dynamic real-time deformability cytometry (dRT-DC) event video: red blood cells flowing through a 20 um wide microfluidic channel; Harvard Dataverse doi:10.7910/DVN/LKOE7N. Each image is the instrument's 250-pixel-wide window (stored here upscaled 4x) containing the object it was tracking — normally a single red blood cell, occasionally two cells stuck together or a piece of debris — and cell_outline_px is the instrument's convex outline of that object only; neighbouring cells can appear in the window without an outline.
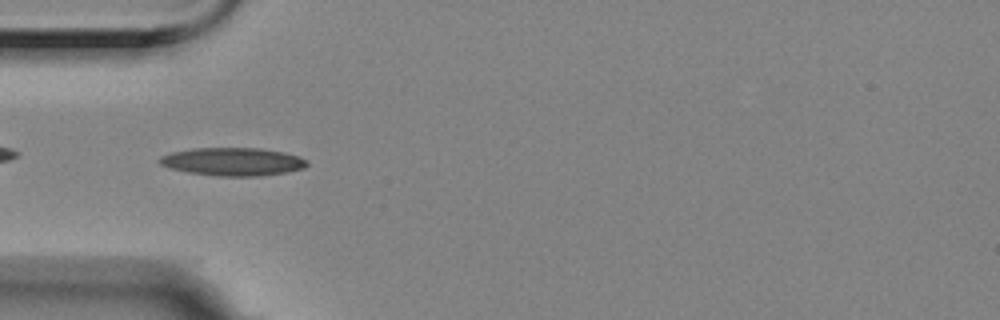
{"species": "Egyptian fruit bat (a non-hibernating species)", "species_latin": "Rousettus aegyptiacus", "temperature_condition": "room temperature", "stored_images_in_passage": 41, "camera_frame_rate_fps": 3000, "um_per_image_px": 0.085, "animal": {"sex": "female"}, "frame": {"image": 1, "passage_image": 2, "time_ms": 0.333, "image_size_px": [1000, 320], "cell_outline_px": [[308, 164], [304, 168], [284, 172], [260, 176], [216, 176], [188, 172], [172, 168], [160, 164], [160, 156], [172, 152], [192, 148], [260, 148], [284, 152], [300, 156]], "centroid_in_image_um": [19.79, 13.73], "position_along_channel_um": 65.2, "area_um2": 23.93}}
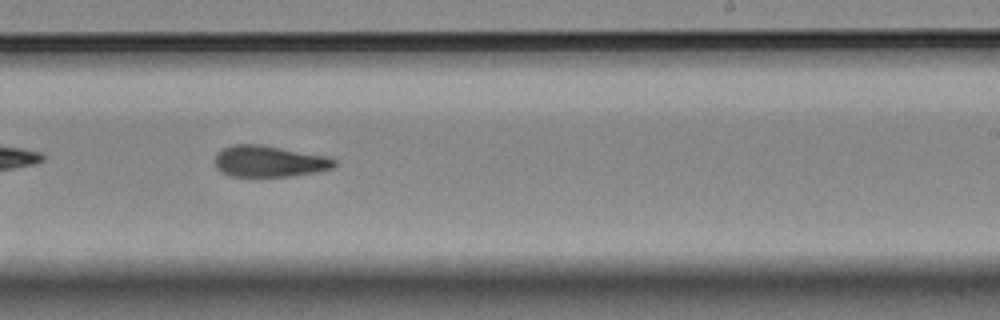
{"frame": {"image": 2, "passage_image": 19, "time_ms": 6.0, "image_size_px": [1000, 320], "cell_outline_px": [[336, 164], [332, 168], [316, 172], [288, 176], [228, 176], [220, 172], [216, 168], [216, 152], [232, 144], [260, 144], [324, 156], [336, 160]], "centroid_in_image_um": [22.83, 13.71], "position_along_channel_um": 266.2, "area_um2": 21.62}}
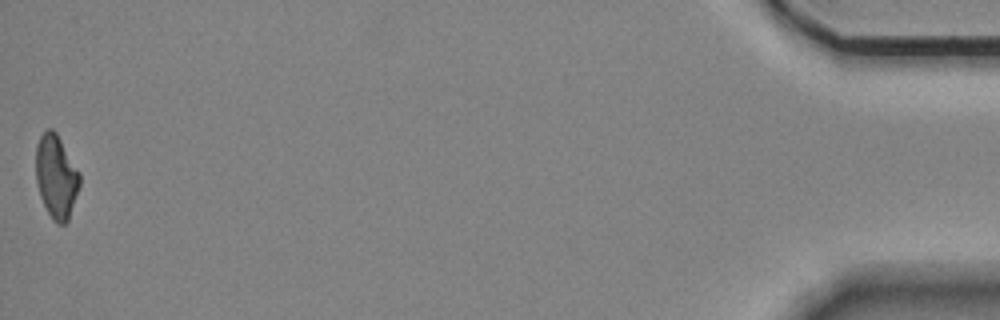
{"frame": {"image": 3, "passage_image": 41, "time_ms": 13.333, "image_size_px": [1000, 320], "cell_outline_px": [[80, 184], [68, 220], [64, 224], [56, 224], [52, 220], [40, 196], [36, 180], [36, 144], [40, 136], [48, 128], [52, 128], [56, 132], [80, 172]], "centroid_in_image_um": [4.77, 15.0], "position_along_channel_um": 430.4, "area_um2": 21.27}, "authors_computed_cell_mechanics": {"area_um2": 22.0796, "velocity_mm_per_s": 3.5338, "shape_relaxation_time_tau1_ms": 9.3467, "shape_relaxation_time_tau2_ms": 6.7424, "deformation_change_tau1": 0.238, "deformation_change_tau2": 0.1732}}